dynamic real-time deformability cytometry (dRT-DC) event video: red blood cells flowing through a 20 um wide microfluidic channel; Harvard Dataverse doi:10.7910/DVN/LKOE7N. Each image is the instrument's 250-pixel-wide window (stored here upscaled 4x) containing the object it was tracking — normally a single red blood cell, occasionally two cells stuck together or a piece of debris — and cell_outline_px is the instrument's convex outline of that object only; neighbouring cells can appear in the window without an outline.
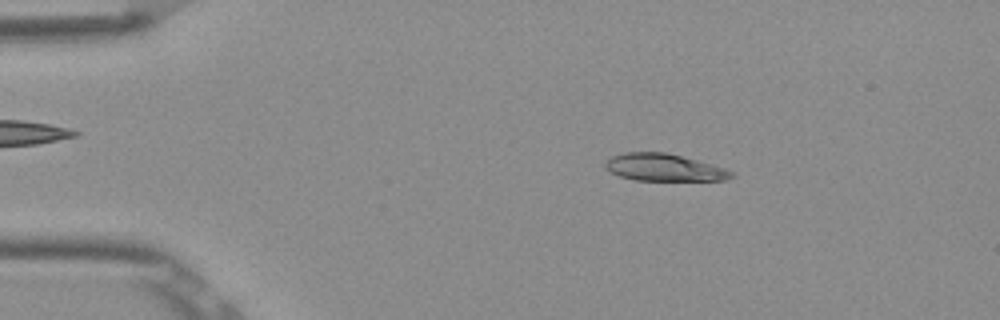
{"species": "Egyptian fruit bat (a non-hibernating species)", "species_latin": "Rousettus aegyptiacus", "temperature_condition": "room temperature", "stored_images_in_passage": 46, "camera_frame_rate_fps": 3000, "um_per_image_px": 0.085, "frame": {"image": 1, "passage_image": 3, "time_ms": 0.667, "image_size_px": [1000, 320], "cell_outline_px": [[736, 176], [724, 180], [636, 180], [620, 176], [608, 172], [604, 168], [604, 164], [612, 156], [624, 152], [664, 152], [696, 160], [724, 168], [736, 172]], "centroid_in_image_um": [56.43, 14.24], "position_along_channel_um": 28.6, "area_um2": 19.94}}
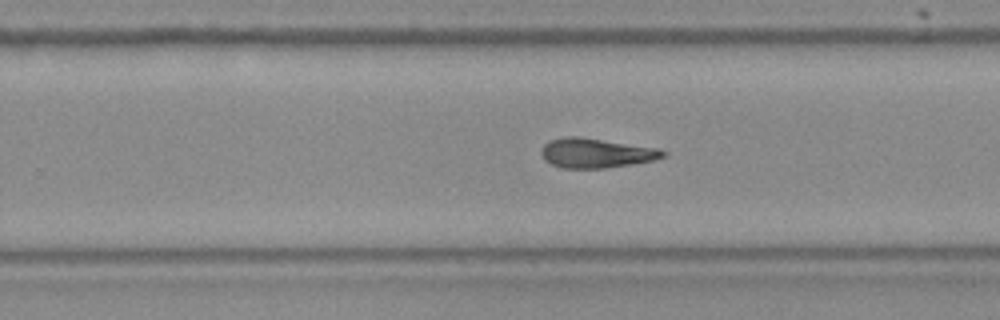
{"frame": {"image": 2, "passage_image": 27, "time_ms": 8.667, "image_size_px": [1000, 320], "cell_outline_px": [[668, 152], [664, 156], [656, 160], [632, 164], [604, 168], [560, 168], [544, 160], [540, 152], [544, 144], [548, 140], [564, 136], [576, 136], [660, 148]], "centroid_in_image_um": [50.66, 13.0], "position_along_channel_um": 279.1, "area_um2": 21.15}}
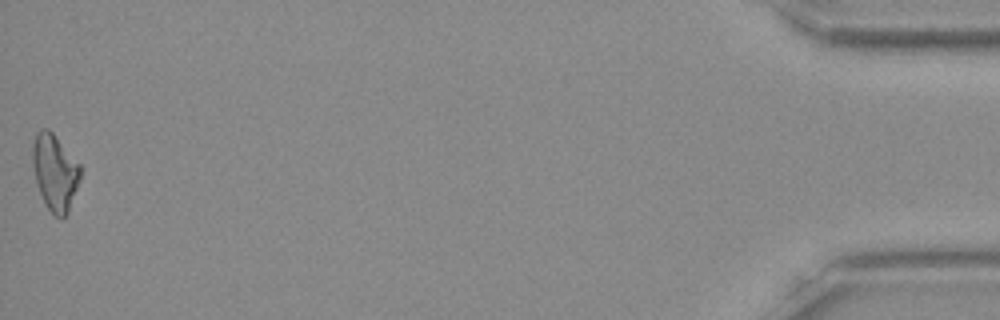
{"frame": {"image": 3, "passage_image": 46, "time_ms": 15.0, "image_size_px": [1000, 320], "cell_outline_px": [[80, 180], [68, 212], [60, 220], [48, 208], [36, 184], [32, 164], [32, 144], [36, 132], [40, 128], [48, 128], [52, 132], [80, 164]], "centroid_in_image_um": [4.65, 14.61], "position_along_channel_um": 430.5, "area_um2": 21.21}, "authors_computed_cell_mechanics": {"area_um2": 20.9814, "velocity_mm_per_s": 3.8904, "shape_relaxation_time_tau1_ms": 10.6679, "shape_relaxation_time_tau2_ms": 4.2301, "deformation_change_tau1": 0.264, "deformation_change_tau2": 0.1466}}